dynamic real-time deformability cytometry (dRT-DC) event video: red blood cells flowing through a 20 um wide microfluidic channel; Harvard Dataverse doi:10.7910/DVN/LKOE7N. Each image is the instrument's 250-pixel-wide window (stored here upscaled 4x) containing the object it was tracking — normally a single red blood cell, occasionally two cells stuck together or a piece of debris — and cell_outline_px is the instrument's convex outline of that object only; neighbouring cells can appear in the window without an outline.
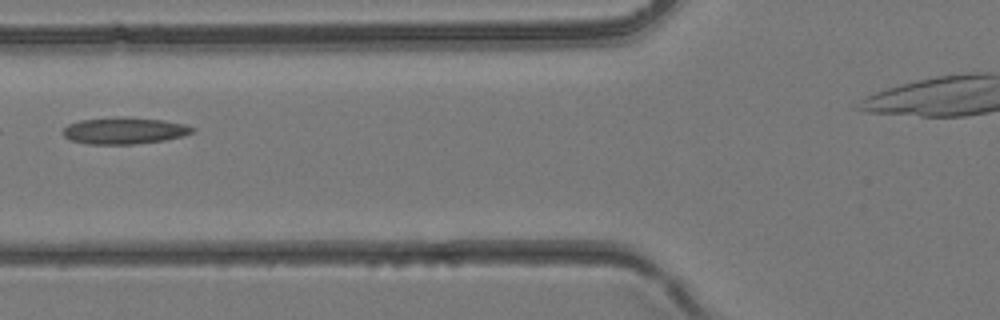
{"species": "common noctule bat (a hibernating species)", "species_latin": "Nyctalus noctula", "temperature_condition": "room temperature", "stored_images_in_passage": 2, "camera_frame_rate_fps": 3000, "um_per_image_px": 0.085, "animal": {"sex": "female", "body_mass_g": 24.6, "forearm_length_mm": 56.2}, "frame": {"image": 1, "passage_image": 2, "time_ms": 0.333, "image_size_px": [1000, 320], "cell_outline_px": [[196, 132], [184, 136], [164, 140], [132, 144], [88, 144], [72, 140], [64, 136], [64, 128], [68, 124], [80, 120], [120, 116], [124, 116], [164, 120], [184, 124], [196, 128]], "centroid_in_image_um": [10.62, 11.09], "position_along_channel_um": 115.2, "area_um2": 20.23}}